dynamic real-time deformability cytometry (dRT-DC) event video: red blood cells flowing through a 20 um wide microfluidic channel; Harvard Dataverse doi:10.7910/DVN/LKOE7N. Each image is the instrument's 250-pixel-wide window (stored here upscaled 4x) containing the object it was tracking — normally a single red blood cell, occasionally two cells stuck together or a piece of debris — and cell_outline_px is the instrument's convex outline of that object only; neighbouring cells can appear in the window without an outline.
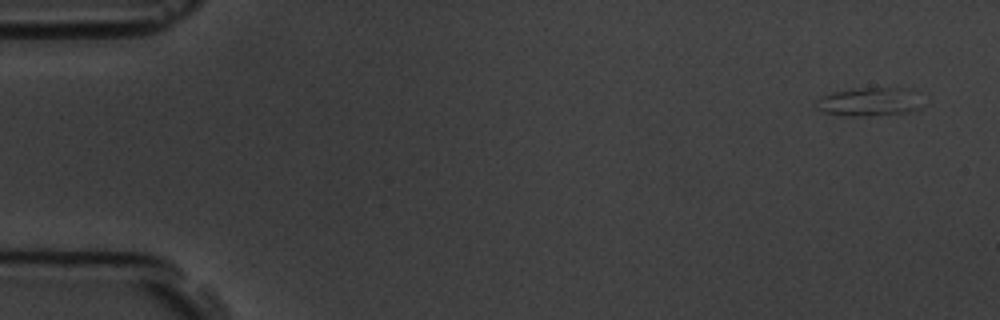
{"species": "common noctule bat (a hibernating species)", "species_latin": "Nyctalus noctula", "temperature_condition": "room temperature", "stored_images_in_passage": 4, "segment_of_instrument_passage": [1, 2], "camera_frame_rate_fps": 3000, "um_per_image_px": 0.085, "animal": {"sex": "male", "body_mass_g": 19.5, "forearm_length_mm": 54.6}, "frame": {"image": 1, "passage_image": 1, "time_ms": 0.0, "image_size_px": [1000, 320], "cell_outline_px": [[920, 108], [904, 112], [868, 116], [844, 116], [824, 112], [816, 108], [816, 100], [832, 92], [864, 88], [916, 88]], "centroid_in_image_um": [73.89, 8.65], "position_along_channel_um": 11.1, "area_um2": 17.51}}